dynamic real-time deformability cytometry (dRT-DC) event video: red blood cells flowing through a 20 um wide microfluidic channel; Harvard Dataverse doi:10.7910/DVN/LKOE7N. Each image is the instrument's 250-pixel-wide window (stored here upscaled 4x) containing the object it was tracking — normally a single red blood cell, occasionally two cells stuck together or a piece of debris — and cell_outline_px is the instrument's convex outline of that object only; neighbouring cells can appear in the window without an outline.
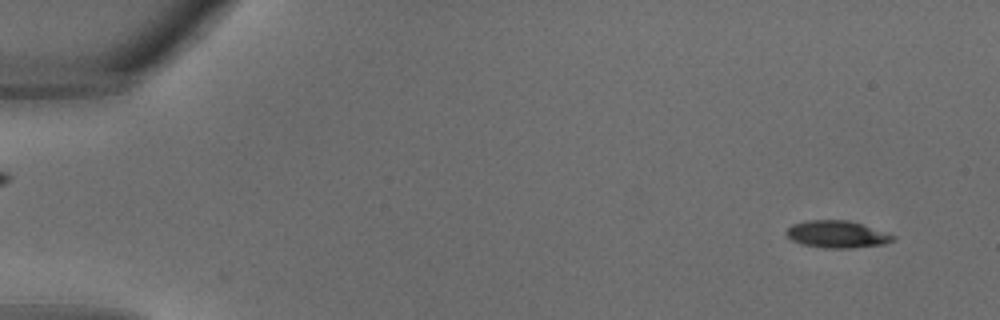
{"species": "common noctule bat (a hibernating species)", "species_latin": "Nyctalus noctula", "temperature_condition": "warm", "stored_images_in_passage": 34, "camera_frame_rate_fps": 3000, "um_per_image_px": 0.085, "animal": {"sex": "male", "body_mass_g": 18.8}, "frame": {"image": 1, "passage_image": 3, "time_ms": 0.667, "image_size_px": [1000, 320], "cell_outline_px": [[896, 240], [884, 244], [852, 248], [824, 248], [800, 244], [792, 240], [784, 232], [792, 224], [804, 220], [848, 220], [896, 236]], "centroid_in_image_um": [71.11, 19.92], "position_along_channel_um": 13.9, "area_um2": 16.88}}
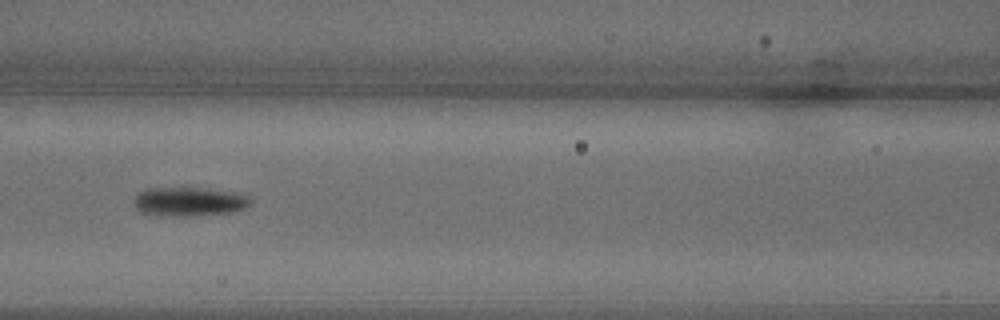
{"frame": {"image": 2, "passage_image": 16, "time_ms": 5.0, "image_size_px": [1000, 320], "cell_outline_px": [[252, 204], [244, 208], [228, 212], [188, 216], [160, 216], [136, 212], [132, 204], [132, 200], [136, 192], [148, 188], [204, 188], [240, 192], [248, 196], [252, 200]], "centroid_in_image_um": [15.99, 17.13], "position_along_channel_um": 150.6, "area_um2": 20.29}}
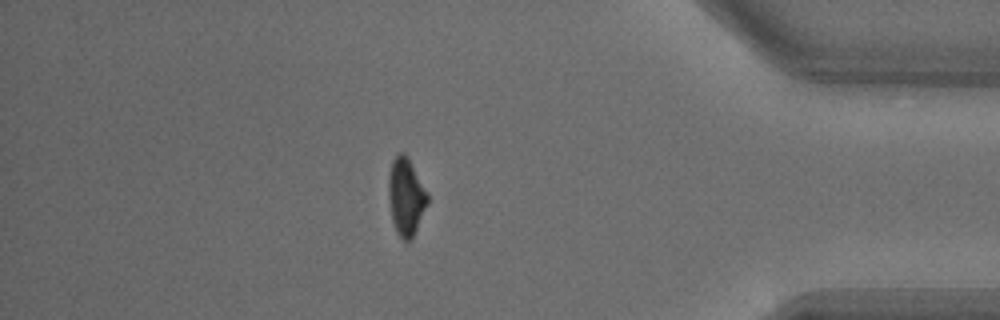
{"frame": {"image": 3, "passage_image": 30, "time_ms": 9.667, "image_size_px": [1000, 320], "cell_outline_px": [[428, 204], [412, 240], [404, 240], [396, 232], [392, 220], [388, 196], [388, 176], [392, 160], [400, 152], [404, 152], [428, 192]], "centroid_in_image_um": [34.51, 16.74], "position_along_channel_um": 400.7, "area_um2": 17.63}}